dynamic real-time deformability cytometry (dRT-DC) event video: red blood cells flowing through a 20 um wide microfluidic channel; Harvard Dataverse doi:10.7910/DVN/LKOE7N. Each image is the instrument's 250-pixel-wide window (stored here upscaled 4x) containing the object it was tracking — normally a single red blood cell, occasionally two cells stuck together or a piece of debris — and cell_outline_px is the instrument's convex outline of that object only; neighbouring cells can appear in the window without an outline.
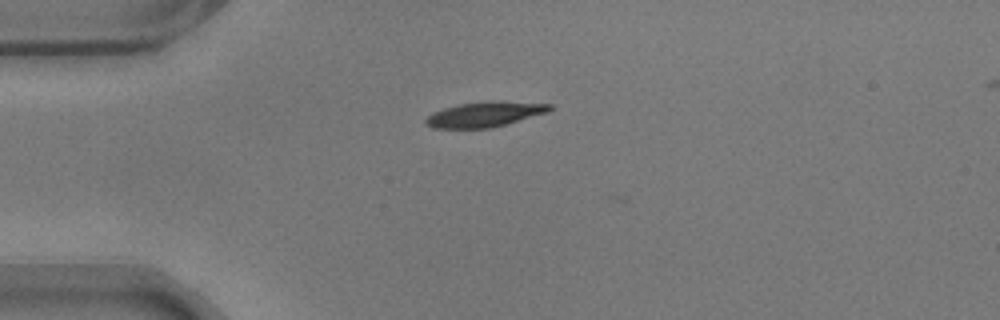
{"species": "common noctule bat (a hibernating species)", "species_latin": "Nyctalus noctula", "temperature_condition": "warm", "stored_images_in_passage": 38, "camera_frame_rate_fps": 3000, "um_per_image_px": 0.085, "animal": {"sex": "male", "body_mass_g": 17.9}, "frame": {"image": 1, "passage_image": 1, "time_ms": 0.0, "image_size_px": [1000, 320], "cell_outline_px": [[552, 108], [548, 112], [504, 124], [488, 128], [432, 128], [424, 124], [424, 120], [432, 112], [444, 108], [460, 104], [484, 100], [500, 100], [552, 104]], "centroid_in_image_um": [41.18, 9.69], "position_along_channel_um": 43.8, "area_um2": 18.26}}
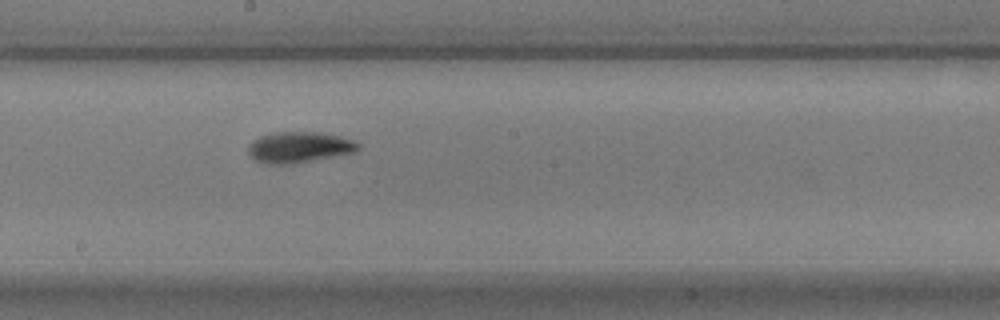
{"frame": {"image": 2, "passage_image": 18, "time_ms": 5.667, "image_size_px": [1000, 320], "cell_outline_px": [[360, 148], [356, 152], [292, 164], [264, 164], [256, 160], [248, 152], [248, 144], [252, 140], [260, 136], [276, 132], [316, 132], [340, 136], [352, 140], [360, 144]], "centroid_in_image_um": [25.42, 12.52], "position_along_channel_um": 222.8, "area_um2": 19.83}}
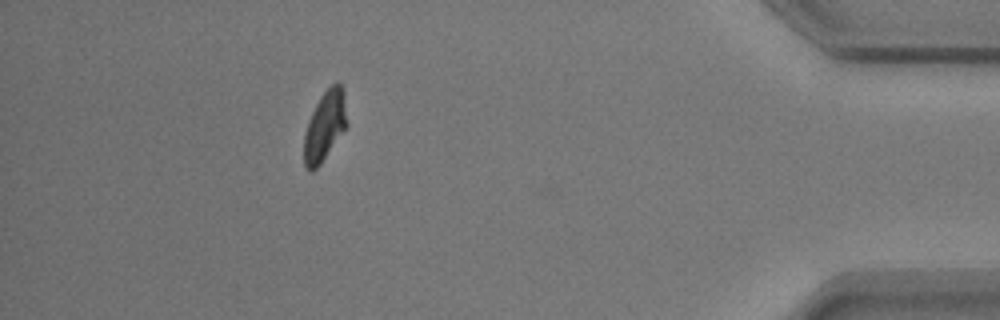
{"frame": {"image": 3, "passage_image": 38, "time_ms": 12.333, "image_size_px": [1000, 320], "cell_outline_px": [[348, 124], [320, 164], [312, 172], [304, 168], [304, 132], [308, 120], [320, 96], [336, 80], [344, 88]], "centroid_in_image_um": [27.61, 10.68], "position_along_channel_um": 407.6, "area_um2": 17.57}, "authors_computed_cell_mechanics": {"area_um2": 18.4671, "velocity_mm_per_s": 3.5322, "shape_relaxation_time_tau1_ms": 2.8, "shape_relaxation_time_tau2_ms": 3.1517, "deformation_change_tau1": 0.1397, "deformation_change_tau2": 0.0772}}